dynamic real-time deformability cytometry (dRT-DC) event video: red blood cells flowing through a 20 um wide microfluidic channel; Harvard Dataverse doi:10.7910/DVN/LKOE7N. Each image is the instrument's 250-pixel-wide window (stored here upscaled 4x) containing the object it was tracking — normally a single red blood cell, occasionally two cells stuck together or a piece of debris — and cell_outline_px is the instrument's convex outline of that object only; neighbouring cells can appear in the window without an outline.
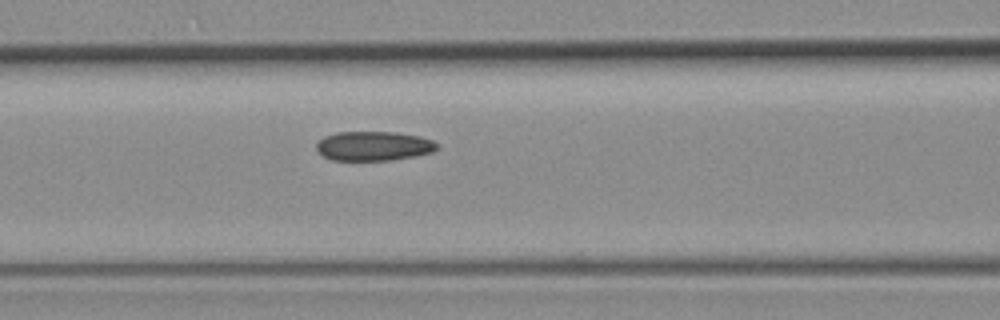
{"species": "common noctule bat (a hibernating species)", "species_latin": "Nyctalus noctula", "temperature_condition": "room temperature", "stored_images_in_passage": 6, "camera_frame_rate_fps": 3000, "um_per_image_px": 0.085, "animal": {"sex": "female", "body_mass_g": 19.3, "forearm_length_mm": 54.1}, "frame": {"image": 1, "passage_image": 6, "time_ms": 7.0, "image_size_px": [1000, 320], "cell_outline_px": [[440, 148], [432, 152], [416, 156], [392, 160], [332, 160], [324, 156], [316, 148], [316, 144], [324, 136], [336, 132], [396, 132], [420, 136], [432, 140], [440, 144]], "centroid_in_image_um": [31.81, 12.41], "position_along_channel_um": 134.8, "area_um2": 20.81}}